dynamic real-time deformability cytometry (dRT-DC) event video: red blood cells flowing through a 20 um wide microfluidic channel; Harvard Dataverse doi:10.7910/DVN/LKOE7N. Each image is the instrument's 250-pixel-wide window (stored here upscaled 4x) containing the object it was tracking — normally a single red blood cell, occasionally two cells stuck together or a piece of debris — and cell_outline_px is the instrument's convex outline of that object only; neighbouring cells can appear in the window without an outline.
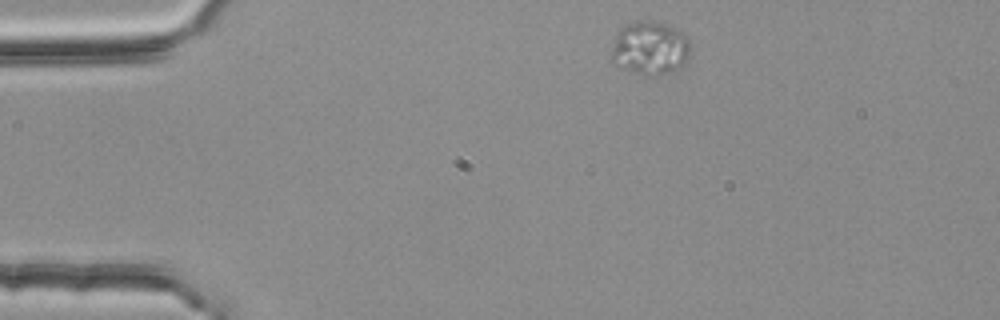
{"species": "common noctule bat (a hibernating species)", "species_latin": "Nyctalus noctula", "temperature_condition": "room temperature", "stored_images_in_passage": 2, "camera_frame_rate_fps": 3000, "um_per_image_px": 0.085, "animal": {"sex": "female", "body_mass_g": 25.1}, "frame": {"image": 1, "passage_image": 1, "time_ms": 0.0, "image_size_px": [1000, 320], "cell_outline_px": [[688, 56], [680, 68], [672, 72], [656, 76], [644, 76], [620, 68], [608, 60], [616, 32], [620, 28], [636, 20], [640, 20], [668, 24], [684, 32], [688, 36]], "centroid_in_image_um": [55.19, 4.11], "position_along_channel_um": 29.8, "area_um2": 25.26}}